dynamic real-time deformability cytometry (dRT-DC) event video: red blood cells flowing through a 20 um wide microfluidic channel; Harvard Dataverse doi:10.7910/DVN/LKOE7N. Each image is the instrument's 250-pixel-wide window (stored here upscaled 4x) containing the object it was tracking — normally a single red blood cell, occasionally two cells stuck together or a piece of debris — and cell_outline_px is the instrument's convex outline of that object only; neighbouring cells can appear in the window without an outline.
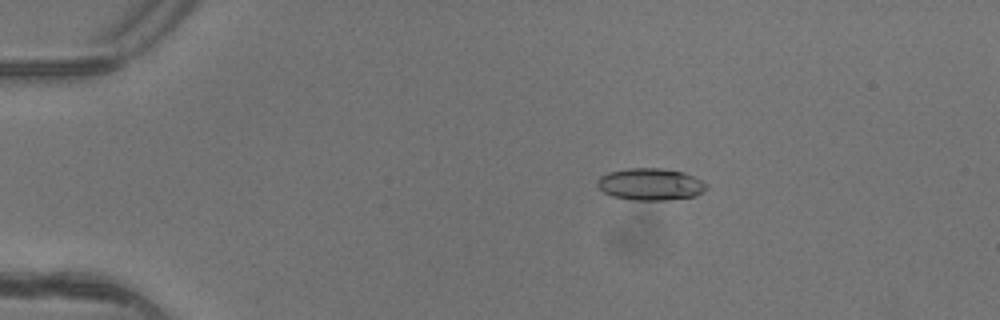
{"species": "common noctule bat (a hibernating species)", "species_latin": "Nyctalus noctula", "temperature_condition": "warm", "stored_images_in_passage": 5, "camera_frame_rate_fps": 3000, "um_per_image_px": 0.085, "animal": {"sex": "female"}, "frame": {"image": 1, "passage_image": 2, "time_ms": 0.333, "image_size_px": [1000, 320], "cell_outline_px": [[708, 188], [704, 192], [696, 196], [668, 200], [632, 200], [612, 196], [604, 192], [596, 184], [596, 180], [600, 176], [608, 172], [628, 168], [660, 168], [684, 172], [708, 184]], "centroid_in_image_um": [55.29, 15.66], "position_along_channel_um": 29.7, "area_um2": 20.52}}
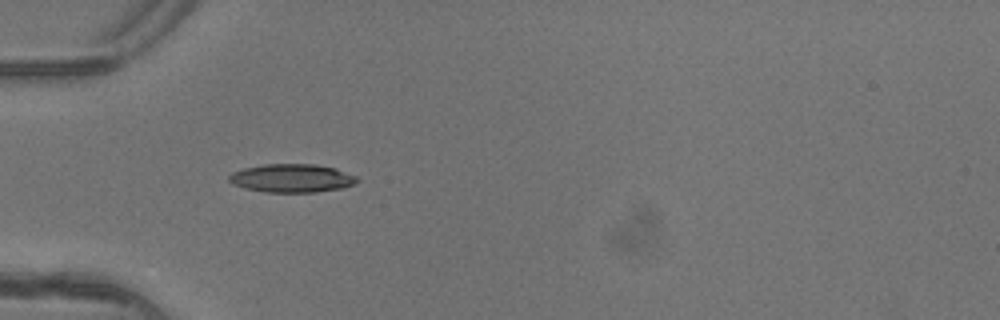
{"frame": {"image": 2, "passage_image": 4, "time_ms": 1.0, "image_size_px": [1000, 320], "cell_outline_px": [[360, 180], [356, 184], [344, 188], [316, 192], [264, 192], [244, 188], [228, 180], [228, 176], [232, 172], [244, 168], [264, 164], [316, 164], [336, 168], [356, 176]], "centroid_in_image_um": [24.85, 15.14], "position_along_channel_um": 60.1, "area_um2": 21.33}}
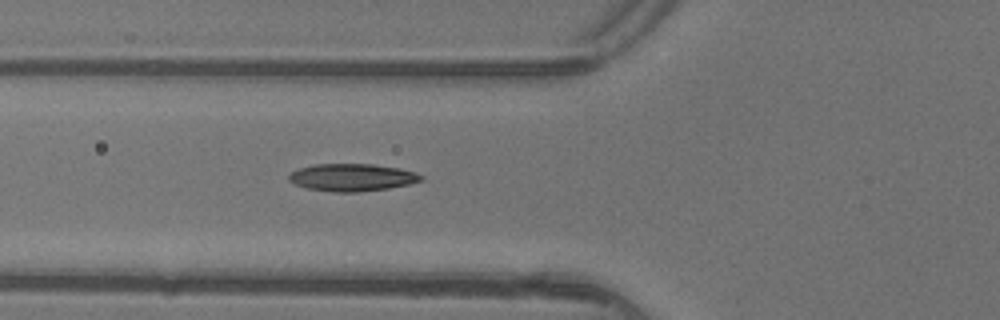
{"frame": {"image": 3, "passage_image": 5, "time_ms": 1.333, "image_size_px": [1000, 320], "cell_outline_px": [[424, 180], [408, 184], [388, 188], [356, 192], [336, 192], [308, 188], [296, 184], [288, 180], [288, 176], [292, 172], [300, 168], [312, 164], [372, 164], [400, 168], [416, 172], [424, 176]], "centroid_in_image_um": [29.96, 15.07], "position_along_channel_um": 95.8, "area_um2": 21.04}}